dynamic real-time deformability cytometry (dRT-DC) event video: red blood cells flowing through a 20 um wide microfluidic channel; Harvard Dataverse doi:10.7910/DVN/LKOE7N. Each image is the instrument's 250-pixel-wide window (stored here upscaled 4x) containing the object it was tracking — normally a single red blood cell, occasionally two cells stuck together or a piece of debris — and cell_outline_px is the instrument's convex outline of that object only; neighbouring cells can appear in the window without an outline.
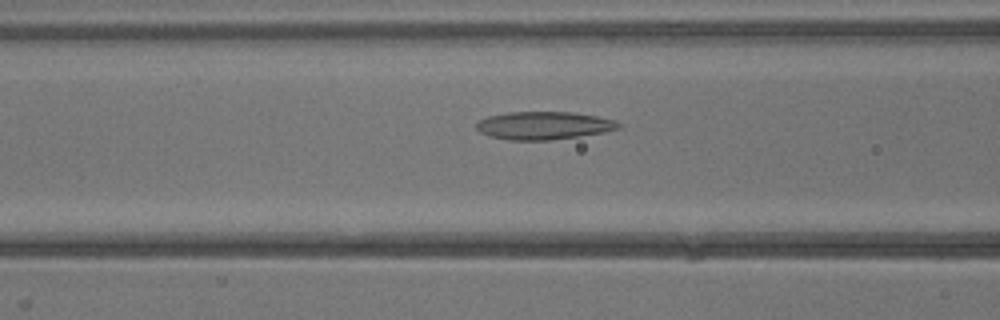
{"species": "common noctule bat (a hibernating species)", "species_latin": "Nyctalus noctula", "temperature_condition": "warm", "stored_images_in_passage": 8, "camera_frame_rate_fps": 3000, "um_per_image_px": 0.085, "animal": {"sex": "male", "body_mass_g": 13.3}, "frame": {"image": 1, "passage_image": 6, "time_ms": 1.667, "image_size_px": [1000, 320], "cell_outline_px": [[620, 128], [604, 132], [580, 136], [552, 140], [508, 140], [488, 136], [480, 132], [476, 128], [476, 124], [480, 120], [488, 116], [508, 112], [572, 112], [596, 116], [616, 120], [620, 124]], "centroid_in_image_um": [46.21, 10.67], "position_along_channel_um": 120.4, "area_um2": 23.18}}